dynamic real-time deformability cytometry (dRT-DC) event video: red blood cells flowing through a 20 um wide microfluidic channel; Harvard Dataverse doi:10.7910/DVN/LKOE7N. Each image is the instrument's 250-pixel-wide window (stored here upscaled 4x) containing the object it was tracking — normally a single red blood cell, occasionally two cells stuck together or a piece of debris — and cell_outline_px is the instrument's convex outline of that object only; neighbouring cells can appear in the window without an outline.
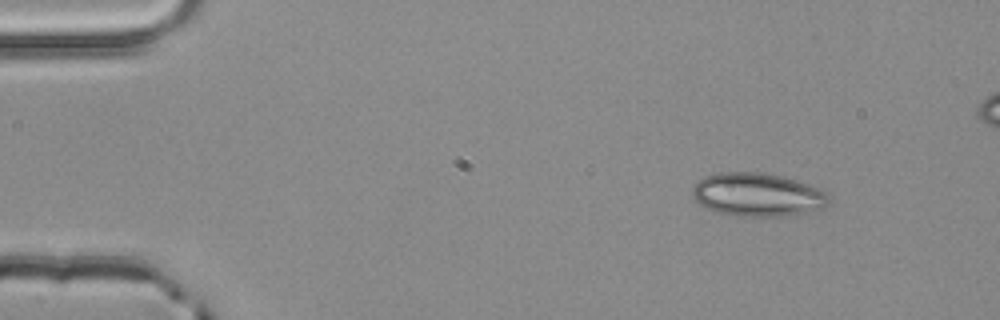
{"species": "common noctule bat (a hibernating species)", "species_latin": "Nyctalus noctula", "temperature_condition": "room temperature", "stored_images_in_passage": 4, "camera_frame_rate_fps": 3000, "um_per_image_px": 0.085, "animal": {"sex": "male", "body_mass_g": 20.4}, "frame": {"image": 1, "passage_image": 1, "time_ms": 0.0, "image_size_px": [1000, 320], "cell_outline_px": [[832, 204], [824, 208], [808, 212], [788, 216], [736, 216], [704, 208], [692, 196], [692, 188], [704, 176], [720, 172], [760, 172], [780, 176], [796, 180], [820, 188], [828, 192]], "centroid_in_image_um": [64.45, 16.55], "position_along_channel_um": 20.6, "area_um2": 34.85}}